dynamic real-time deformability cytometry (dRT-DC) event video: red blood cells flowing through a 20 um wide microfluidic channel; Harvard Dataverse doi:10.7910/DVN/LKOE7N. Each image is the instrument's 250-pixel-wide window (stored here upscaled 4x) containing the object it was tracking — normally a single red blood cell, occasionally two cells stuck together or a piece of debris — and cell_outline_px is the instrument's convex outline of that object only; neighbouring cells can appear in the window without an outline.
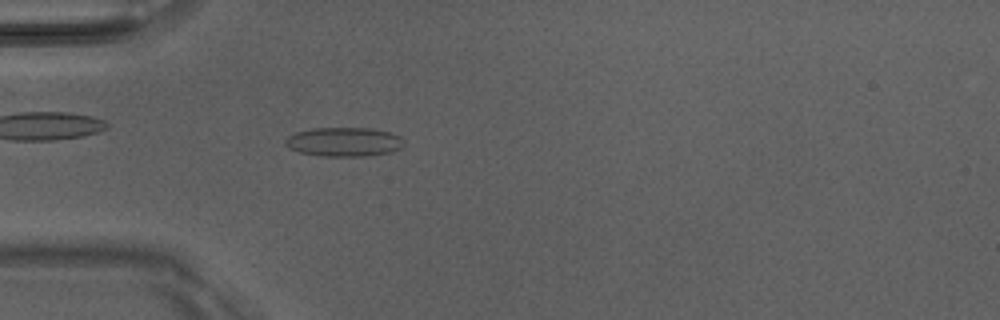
{"species": "Egyptian fruit bat (a non-hibernating species)", "species_latin": "Rousettus aegyptiacus", "temperature_condition": "room temperature", "stored_images_in_passage": 42, "camera_frame_rate_fps": 3000, "um_per_image_px": 0.085, "animal": {"sex": "male"}, "frame": {"image": 1, "passage_image": 7, "time_ms": 2.0, "image_size_px": [1000, 320], "cell_outline_px": [[404, 144], [400, 148], [392, 152], [364, 156], [320, 156], [300, 152], [288, 148], [284, 144], [284, 140], [288, 136], [296, 132], [312, 128], [372, 128], [388, 132], [400, 136], [404, 140]], "centroid_in_image_um": [29.22, 12.06], "position_along_channel_um": 55.8, "area_um2": 20.23}}
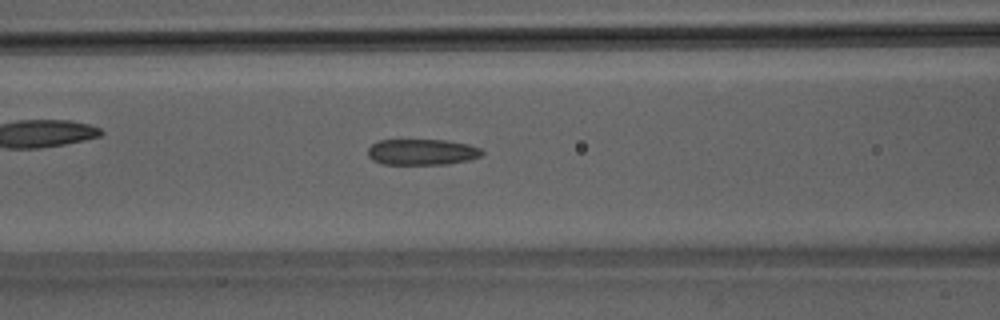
{"frame": {"image": 2, "passage_image": 13, "time_ms": 4.0, "image_size_px": [1000, 320], "cell_outline_px": [[484, 156], [468, 160], [448, 164], [384, 164], [372, 160], [368, 156], [368, 148], [372, 144], [380, 140], [444, 140], [468, 144], [480, 148], [484, 152]], "centroid_in_image_um": [35.89, 12.92], "position_along_channel_um": 130.7, "area_um2": 17.34}}
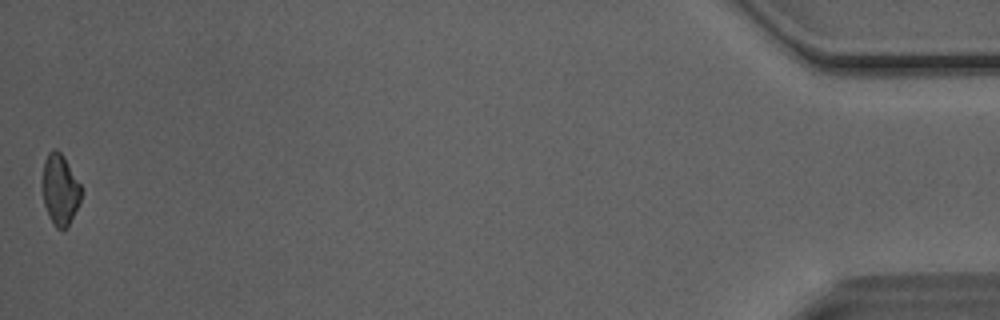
{"frame": {"image": 3, "passage_image": 42, "time_ms": 13.667, "image_size_px": [1000, 320], "cell_outline_px": [[80, 200], [68, 224], [64, 228], [56, 228], [48, 216], [44, 204], [40, 184], [44, 160], [48, 152], [52, 148], [56, 148], [64, 156], [80, 184]], "centroid_in_image_um": [5.04, 16.05], "position_along_channel_um": 430.2, "area_um2": 16.07}, "authors_computed_cell_mechanics": {"area_um2": 17.5423, "velocity_mm_per_s": 4.0993, "shape_relaxation_time_tau1_ms": null, "shape_relaxation_time_tau2_ms": 3.4731, "deformation_change_tau1": null, "deformation_change_tau2": 0.1161}}